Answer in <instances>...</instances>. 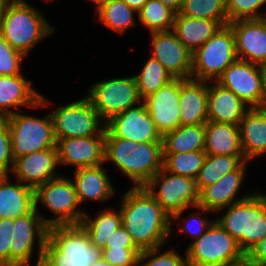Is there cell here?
<instances>
[{"label": "cell", "instance_id": "6da1fadb", "mask_svg": "<svg viewBox=\"0 0 266 266\" xmlns=\"http://www.w3.org/2000/svg\"><path fill=\"white\" fill-rule=\"evenodd\" d=\"M120 206L122 226L140 251L167 243L172 229L171 217L145 187L132 186L124 194Z\"/></svg>", "mask_w": 266, "mask_h": 266}, {"label": "cell", "instance_id": "7a4b0ae2", "mask_svg": "<svg viewBox=\"0 0 266 266\" xmlns=\"http://www.w3.org/2000/svg\"><path fill=\"white\" fill-rule=\"evenodd\" d=\"M43 257L52 266H92L102 258L81 224L48 227Z\"/></svg>", "mask_w": 266, "mask_h": 266}, {"label": "cell", "instance_id": "3957f363", "mask_svg": "<svg viewBox=\"0 0 266 266\" xmlns=\"http://www.w3.org/2000/svg\"><path fill=\"white\" fill-rule=\"evenodd\" d=\"M55 29L25 0H10L0 18V35L25 56Z\"/></svg>", "mask_w": 266, "mask_h": 266}, {"label": "cell", "instance_id": "277c9868", "mask_svg": "<svg viewBox=\"0 0 266 266\" xmlns=\"http://www.w3.org/2000/svg\"><path fill=\"white\" fill-rule=\"evenodd\" d=\"M216 221L238 242L247 254L266 236V194L253 193L231 204Z\"/></svg>", "mask_w": 266, "mask_h": 266}, {"label": "cell", "instance_id": "5b68a950", "mask_svg": "<svg viewBox=\"0 0 266 266\" xmlns=\"http://www.w3.org/2000/svg\"><path fill=\"white\" fill-rule=\"evenodd\" d=\"M187 266H223L246 257L238 242L217 222L186 249Z\"/></svg>", "mask_w": 266, "mask_h": 266}, {"label": "cell", "instance_id": "8992f818", "mask_svg": "<svg viewBox=\"0 0 266 266\" xmlns=\"http://www.w3.org/2000/svg\"><path fill=\"white\" fill-rule=\"evenodd\" d=\"M237 59L233 30L229 25L223 26L192 53L191 78L216 81Z\"/></svg>", "mask_w": 266, "mask_h": 266}, {"label": "cell", "instance_id": "52a82bcc", "mask_svg": "<svg viewBox=\"0 0 266 266\" xmlns=\"http://www.w3.org/2000/svg\"><path fill=\"white\" fill-rule=\"evenodd\" d=\"M35 208L42 203L56 214L47 219V226L81 224L85 212L76 210L80 206L74 183L67 177L60 176L48 180L34 189Z\"/></svg>", "mask_w": 266, "mask_h": 266}, {"label": "cell", "instance_id": "ba28073f", "mask_svg": "<svg viewBox=\"0 0 266 266\" xmlns=\"http://www.w3.org/2000/svg\"><path fill=\"white\" fill-rule=\"evenodd\" d=\"M159 184L158 192H154ZM145 188L171 217V222L179 218L189 206L198 205L199 192L195 179L169 173L164 168L150 179Z\"/></svg>", "mask_w": 266, "mask_h": 266}, {"label": "cell", "instance_id": "9c48e42d", "mask_svg": "<svg viewBox=\"0 0 266 266\" xmlns=\"http://www.w3.org/2000/svg\"><path fill=\"white\" fill-rule=\"evenodd\" d=\"M4 119L10 130L14 158L44 149L56 148L57 141L51 115L48 114L40 119L15 112Z\"/></svg>", "mask_w": 266, "mask_h": 266}, {"label": "cell", "instance_id": "30bf717a", "mask_svg": "<svg viewBox=\"0 0 266 266\" xmlns=\"http://www.w3.org/2000/svg\"><path fill=\"white\" fill-rule=\"evenodd\" d=\"M86 97L105 122L143 101L134 76L96 82Z\"/></svg>", "mask_w": 266, "mask_h": 266}, {"label": "cell", "instance_id": "8fae6325", "mask_svg": "<svg viewBox=\"0 0 266 266\" xmlns=\"http://www.w3.org/2000/svg\"><path fill=\"white\" fill-rule=\"evenodd\" d=\"M50 115L56 139L99 135L105 129L104 121L87 97L64 105Z\"/></svg>", "mask_w": 266, "mask_h": 266}, {"label": "cell", "instance_id": "7c38bea8", "mask_svg": "<svg viewBox=\"0 0 266 266\" xmlns=\"http://www.w3.org/2000/svg\"><path fill=\"white\" fill-rule=\"evenodd\" d=\"M136 146L125 156H104V162H113L132 180L133 187H145L163 168L162 142H138Z\"/></svg>", "mask_w": 266, "mask_h": 266}, {"label": "cell", "instance_id": "4fadbf2b", "mask_svg": "<svg viewBox=\"0 0 266 266\" xmlns=\"http://www.w3.org/2000/svg\"><path fill=\"white\" fill-rule=\"evenodd\" d=\"M47 219L37 213V208H34L30 213L14 219V241L11 242L10 246V266L28 265L36 237L38 238L39 244V254L36 262L40 260L43 256L47 239Z\"/></svg>", "mask_w": 266, "mask_h": 266}, {"label": "cell", "instance_id": "5bb4252c", "mask_svg": "<svg viewBox=\"0 0 266 266\" xmlns=\"http://www.w3.org/2000/svg\"><path fill=\"white\" fill-rule=\"evenodd\" d=\"M216 82L235 93L248 107H266V96L257 64L237 59Z\"/></svg>", "mask_w": 266, "mask_h": 266}, {"label": "cell", "instance_id": "9a60e30c", "mask_svg": "<svg viewBox=\"0 0 266 266\" xmlns=\"http://www.w3.org/2000/svg\"><path fill=\"white\" fill-rule=\"evenodd\" d=\"M105 137H120L138 142H162L144 101L105 122Z\"/></svg>", "mask_w": 266, "mask_h": 266}, {"label": "cell", "instance_id": "2e32d148", "mask_svg": "<svg viewBox=\"0 0 266 266\" xmlns=\"http://www.w3.org/2000/svg\"><path fill=\"white\" fill-rule=\"evenodd\" d=\"M59 164L76 168L96 167L104 162L105 129L99 135L56 139Z\"/></svg>", "mask_w": 266, "mask_h": 266}, {"label": "cell", "instance_id": "e0dca14e", "mask_svg": "<svg viewBox=\"0 0 266 266\" xmlns=\"http://www.w3.org/2000/svg\"><path fill=\"white\" fill-rule=\"evenodd\" d=\"M152 57L157 59L174 78H191L192 52L172 32H154Z\"/></svg>", "mask_w": 266, "mask_h": 266}, {"label": "cell", "instance_id": "ac0fdd59", "mask_svg": "<svg viewBox=\"0 0 266 266\" xmlns=\"http://www.w3.org/2000/svg\"><path fill=\"white\" fill-rule=\"evenodd\" d=\"M179 98L180 78H175L143 100L156 129L162 136L180 126Z\"/></svg>", "mask_w": 266, "mask_h": 266}, {"label": "cell", "instance_id": "d6986e66", "mask_svg": "<svg viewBox=\"0 0 266 266\" xmlns=\"http://www.w3.org/2000/svg\"><path fill=\"white\" fill-rule=\"evenodd\" d=\"M247 163L248 160L244 161L236 170L225 174L214 184L204 187L199 192L198 205L194 208L202 210L205 214L219 212L231 204L249 198L251 195L248 194L242 196L241 199L236 198L245 177V164Z\"/></svg>", "mask_w": 266, "mask_h": 266}, {"label": "cell", "instance_id": "ffe728a7", "mask_svg": "<svg viewBox=\"0 0 266 266\" xmlns=\"http://www.w3.org/2000/svg\"><path fill=\"white\" fill-rule=\"evenodd\" d=\"M235 36L238 59L259 64L266 61V19H239L228 23Z\"/></svg>", "mask_w": 266, "mask_h": 266}, {"label": "cell", "instance_id": "44dd1931", "mask_svg": "<svg viewBox=\"0 0 266 266\" xmlns=\"http://www.w3.org/2000/svg\"><path fill=\"white\" fill-rule=\"evenodd\" d=\"M59 164L57 148L32 152L14 159L12 172L17 181L35 189L56 177Z\"/></svg>", "mask_w": 266, "mask_h": 266}, {"label": "cell", "instance_id": "7402d4cb", "mask_svg": "<svg viewBox=\"0 0 266 266\" xmlns=\"http://www.w3.org/2000/svg\"><path fill=\"white\" fill-rule=\"evenodd\" d=\"M49 101L32 87V82L22 74L15 76H0V119L15 113L11 108L20 106L34 108L48 106Z\"/></svg>", "mask_w": 266, "mask_h": 266}, {"label": "cell", "instance_id": "603a6c76", "mask_svg": "<svg viewBox=\"0 0 266 266\" xmlns=\"http://www.w3.org/2000/svg\"><path fill=\"white\" fill-rule=\"evenodd\" d=\"M208 81L180 78V126L205 124L207 119Z\"/></svg>", "mask_w": 266, "mask_h": 266}, {"label": "cell", "instance_id": "cb8c5ba5", "mask_svg": "<svg viewBox=\"0 0 266 266\" xmlns=\"http://www.w3.org/2000/svg\"><path fill=\"white\" fill-rule=\"evenodd\" d=\"M207 119L218 123L239 125L245 113L250 109L235 93L215 85L208 86Z\"/></svg>", "mask_w": 266, "mask_h": 266}, {"label": "cell", "instance_id": "d4e9b609", "mask_svg": "<svg viewBox=\"0 0 266 266\" xmlns=\"http://www.w3.org/2000/svg\"><path fill=\"white\" fill-rule=\"evenodd\" d=\"M239 133L246 160L266 153V107L250 108L239 122Z\"/></svg>", "mask_w": 266, "mask_h": 266}, {"label": "cell", "instance_id": "484cf974", "mask_svg": "<svg viewBox=\"0 0 266 266\" xmlns=\"http://www.w3.org/2000/svg\"><path fill=\"white\" fill-rule=\"evenodd\" d=\"M17 182L11 184L9 175H0V219H15L35 208L34 189Z\"/></svg>", "mask_w": 266, "mask_h": 266}, {"label": "cell", "instance_id": "4316f807", "mask_svg": "<svg viewBox=\"0 0 266 266\" xmlns=\"http://www.w3.org/2000/svg\"><path fill=\"white\" fill-rule=\"evenodd\" d=\"M204 151L206 155L244 156L239 125L207 121Z\"/></svg>", "mask_w": 266, "mask_h": 266}, {"label": "cell", "instance_id": "83f0119b", "mask_svg": "<svg viewBox=\"0 0 266 266\" xmlns=\"http://www.w3.org/2000/svg\"><path fill=\"white\" fill-rule=\"evenodd\" d=\"M74 180L79 203L87 199L103 202L115 192L102 165L76 169Z\"/></svg>", "mask_w": 266, "mask_h": 266}, {"label": "cell", "instance_id": "f1b7e54d", "mask_svg": "<svg viewBox=\"0 0 266 266\" xmlns=\"http://www.w3.org/2000/svg\"><path fill=\"white\" fill-rule=\"evenodd\" d=\"M222 26L214 20L192 18L177 13L172 32L193 53Z\"/></svg>", "mask_w": 266, "mask_h": 266}, {"label": "cell", "instance_id": "f546056e", "mask_svg": "<svg viewBox=\"0 0 266 266\" xmlns=\"http://www.w3.org/2000/svg\"><path fill=\"white\" fill-rule=\"evenodd\" d=\"M205 124L179 126L162 136L163 154H177L204 150Z\"/></svg>", "mask_w": 266, "mask_h": 266}, {"label": "cell", "instance_id": "4dcf8cb0", "mask_svg": "<svg viewBox=\"0 0 266 266\" xmlns=\"http://www.w3.org/2000/svg\"><path fill=\"white\" fill-rule=\"evenodd\" d=\"M244 161H247L244 156L206 155L203 166L195 179L198 192L214 184L225 174L236 170Z\"/></svg>", "mask_w": 266, "mask_h": 266}, {"label": "cell", "instance_id": "1f68e13d", "mask_svg": "<svg viewBox=\"0 0 266 266\" xmlns=\"http://www.w3.org/2000/svg\"><path fill=\"white\" fill-rule=\"evenodd\" d=\"M81 225L88 232L92 244L103 250L108 237L122 225L120 210L118 213L112 210H104L94 219H91L85 213Z\"/></svg>", "mask_w": 266, "mask_h": 266}, {"label": "cell", "instance_id": "d6a6232c", "mask_svg": "<svg viewBox=\"0 0 266 266\" xmlns=\"http://www.w3.org/2000/svg\"><path fill=\"white\" fill-rule=\"evenodd\" d=\"M134 78L139 96L142 100L175 79L171 73L152 56L143 66L141 73L134 75Z\"/></svg>", "mask_w": 266, "mask_h": 266}, {"label": "cell", "instance_id": "836d02e7", "mask_svg": "<svg viewBox=\"0 0 266 266\" xmlns=\"http://www.w3.org/2000/svg\"><path fill=\"white\" fill-rule=\"evenodd\" d=\"M100 23L123 34L135 24L134 13L123 0H107L97 11Z\"/></svg>", "mask_w": 266, "mask_h": 266}, {"label": "cell", "instance_id": "e575fe53", "mask_svg": "<svg viewBox=\"0 0 266 266\" xmlns=\"http://www.w3.org/2000/svg\"><path fill=\"white\" fill-rule=\"evenodd\" d=\"M137 15L140 22L154 33L172 31L176 13L159 0H148Z\"/></svg>", "mask_w": 266, "mask_h": 266}, {"label": "cell", "instance_id": "d590c367", "mask_svg": "<svg viewBox=\"0 0 266 266\" xmlns=\"http://www.w3.org/2000/svg\"><path fill=\"white\" fill-rule=\"evenodd\" d=\"M206 158L204 150L163 154V168L172 174L196 179Z\"/></svg>", "mask_w": 266, "mask_h": 266}, {"label": "cell", "instance_id": "8d00e7d4", "mask_svg": "<svg viewBox=\"0 0 266 266\" xmlns=\"http://www.w3.org/2000/svg\"><path fill=\"white\" fill-rule=\"evenodd\" d=\"M179 13L192 18L214 20L222 27L229 23L226 0H183Z\"/></svg>", "mask_w": 266, "mask_h": 266}, {"label": "cell", "instance_id": "74e56055", "mask_svg": "<svg viewBox=\"0 0 266 266\" xmlns=\"http://www.w3.org/2000/svg\"><path fill=\"white\" fill-rule=\"evenodd\" d=\"M266 4V0H226V12L229 23L239 19H261L266 15L259 12V8Z\"/></svg>", "mask_w": 266, "mask_h": 266}, {"label": "cell", "instance_id": "f35d334b", "mask_svg": "<svg viewBox=\"0 0 266 266\" xmlns=\"http://www.w3.org/2000/svg\"><path fill=\"white\" fill-rule=\"evenodd\" d=\"M161 247L141 251L138 266H187V259L174 250L158 254ZM145 261V262H144Z\"/></svg>", "mask_w": 266, "mask_h": 266}, {"label": "cell", "instance_id": "ab89813d", "mask_svg": "<svg viewBox=\"0 0 266 266\" xmlns=\"http://www.w3.org/2000/svg\"><path fill=\"white\" fill-rule=\"evenodd\" d=\"M25 55L17 49H14L0 35V76L20 75V66Z\"/></svg>", "mask_w": 266, "mask_h": 266}, {"label": "cell", "instance_id": "60d3db41", "mask_svg": "<svg viewBox=\"0 0 266 266\" xmlns=\"http://www.w3.org/2000/svg\"><path fill=\"white\" fill-rule=\"evenodd\" d=\"M10 130L5 119H0V175H9L14 164Z\"/></svg>", "mask_w": 266, "mask_h": 266}, {"label": "cell", "instance_id": "b9f144b4", "mask_svg": "<svg viewBox=\"0 0 266 266\" xmlns=\"http://www.w3.org/2000/svg\"><path fill=\"white\" fill-rule=\"evenodd\" d=\"M139 249H103L102 258L112 266H138Z\"/></svg>", "mask_w": 266, "mask_h": 266}, {"label": "cell", "instance_id": "7bdbcfd3", "mask_svg": "<svg viewBox=\"0 0 266 266\" xmlns=\"http://www.w3.org/2000/svg\"><path fill=\"white\" fill-rule=\"evenodd\" d=\"M14 219H0V266H10Z\"/></svg>", "mask_w": 266, "mask_h": 266}, {"label": "cell", "instance_id": "ee69618b", "mask_svg": "<svg viewBox=\"0 0 266 266\" xmlns=\"http://www.w3.org/2000/svg\"><path fill=\"white\" fill-rule=\"evenodd\" d=\"M137 143L120 137H105L104 156H125L132 149L137 148Z\"/></svg>", "mask_w": 266, "mask_h": 266}, {"label": "cell", "instance_id": "f6af8a7d", "mask_svg": "<svg viewBox=\"0 0 266 266\" xmlns=\"http://www.w3.org/2000/svg\"><path fill=\"white\" fill-rule=\"evenodd\" d=\"M104 249H138L130 233L121 225L108 237Z\"/></svg>", "mask_w": 266, "mask_h": 266}, {"label": "cell", "instance_id": "bcb514c9", "mask_svg": "<svg viewBox=\"0 0 266 266\" xmlns=\"http://www.w3.org/2000/svg\"><path fill=\"white\" fill-rule=\"evenodd\" d=\"M189 223L188 224L187 221H185L184 225L182 226V228H180V232H184L194 236L195 240L198 239L209 227L210 225L213 223V221H208V217L207 220L206 219H202L201 216H198V213L196 214H192L189 216L188 218ZM193 222H196V224L198 223V225L195 227L194 229V225L192 227Z\"/></svg>", "mask_w": 266, "mask_h": 266}, {"label": "cell", "instance_id": "7dc6e473", "mask_svg": "<svg viewBox=\"0 0 266 266\" xmlns=\"http://www.w3.org/2000/svg\"><path fill=\"white\" fill-rule=\"evenodd\" d=\"M246 258L252 266H266V236L247 252Z\"/></svg>", "mask_w": 266, "mask_h": 266}, {"label": "cell", "instance_id": "c3c4849f", "mask_svg": "<svg viewBox=\"0 0 266 266\" xmlns=\"http://www.w3.org/2000/svg\"><path fill=\"white\" fill-rule=\"evenodd\" d=\"M176 14L180 12L183 0H159Z\"/></svg>", "mask_w": 266, "mask_h": 266}, {"label": "cell", "instance_id": "681fc988", "mask_svg": "<svg viewBox=\"0 0 266 266\" xmlns=\"http://www.w3.org/2000/svg\"><path fill=\"white\" fill-rule=\"evenodd\" d=\"M129 7L138 13L148 0H123Z\"/></svg>", "mask_w": 266, "mask_h": 266}, {"label": "cell", "instance_id": "f907efd6", "mask_svg": "<svg viewBox=\"0 0 266 266\" xmlns=\"http://www.w3.org/2000/svg\"><path fill=\"white\" fill-rule=\"evenodd\" d=\"M257 66L260 72L262 88L266 96V61L257 64Z\"/></svg>", "mask_w": 266, "mask_h": 266}, {"label": "cell", "instance_id": "816d5d0a", "mask_svg": "<svg viewBox=\"0 0 266 266\" xmlns=\"http://www.w3.org/2000/svg\"><path fill=\"white\" fill-rule=\"evenodd\" d=\"M223 266H252L250 264V262L248 261V259L245 257L244 259L238 261V262H235V263H232V264H228V265H223Z\"/></svg>", "mask_w": 266, "mask_h": 266}, {"label": "cell", "instance_id": "f5cc1de1", "mask_svg": "<svg viewBox=\"0 0 266 266\" xmlns=\"http://www.w3.org/2000/svg\"><path fill=\"white\" fill-rule=\"evenodd\" d=\"M92 266H112V265L105 259L101 258L100 260L94 262Z\"/></svg>", "mask_w": 266, "mask_h": 266}, {"label": "cell", "instance_id": "db71d44e", "mask_svg": "<svg viewBox=\"0 0 266 266\" xmlns=\"http://www.w3.org/2000/svg\"><path fill=\"white\" fill-rule=\"evenodd\" d=\"M10 0H0V18L4 14L6 5L9 3Z\"/></svg>", "mask_w": 266, "mask_h": 266}, {"label": "cell", "instance_id": "11a10c76", "mask_svg": "<svg viewBox=\"0 0 266 266\" xmlns=\"http://www.w3.org/2000/svg\"><path fill=\"white\" fill-rule=\"evenodd\" d=\"M36 266H52V265L42 256L40 260L36 262Z\"/></svg>", "mask_w": 266, "mask_h": 266}, {"label": "cell", "instance_id": "9f6ffc18", "mask_svg": "<svg viewBox=\"0 0 266 266\" xmlns=\"http://www.w3.org/2000/svg\"><path fill=\"white\" fill-rule=\"evenodd\" d=\"M96 4V8L98 9L101 5H103L107 0H91Z\"/></svg>", "mask_w": 266, "mask_h": 266}]
</instances>
